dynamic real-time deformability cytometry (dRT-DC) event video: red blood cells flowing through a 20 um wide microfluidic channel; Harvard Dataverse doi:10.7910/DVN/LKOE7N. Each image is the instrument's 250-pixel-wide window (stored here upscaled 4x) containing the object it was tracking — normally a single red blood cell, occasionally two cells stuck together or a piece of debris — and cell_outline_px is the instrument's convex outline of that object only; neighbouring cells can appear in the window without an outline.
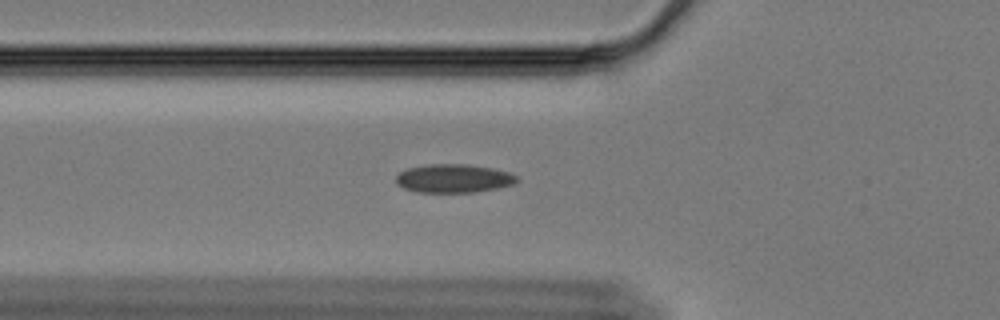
{"species": "Egyptian fruit bat (a non-hibernating species)", "species_latin": "Rousettus aegyptiacus", "temperature_condition": "cold", "stored_images_in_passage": 53, "camera_frame_rate_fps": 3000, "um_per_image_px": 0.085, "animal": {"sex": "female"}, "frame": {"image": 1, "passage_image": 20, "time_ms": 6.333, "image_size_px": [1000, 320], "cell_outline_px": [[520, 180], [512, 184], [496, 188], [476, 192], [416, 192], [404, 188], [396, 184], [396, 176], [400, 172], [408, 168], [428, 164], [464, 164], [492, 168], [508, 172], [516, 176]], "centroid_in_image_um": [38.53, 15.17], "position_along_channel_um": 87.3, "area_um2": 20.0}}
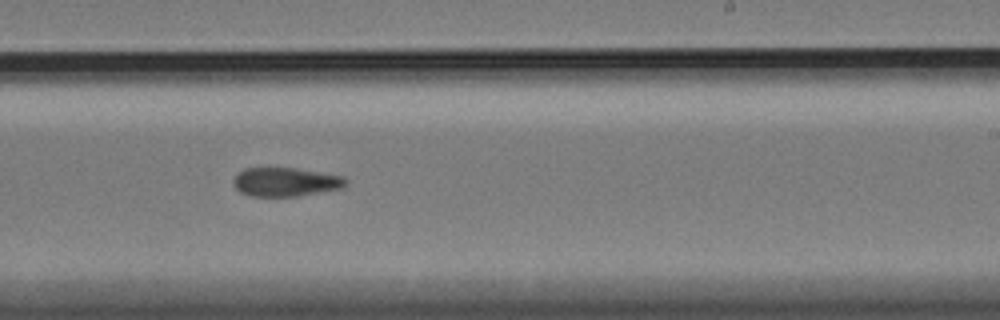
{"frame": {"image": 2, "passage_image": 36, "time_ms": 11.667, "image_size_px": [1000, 320], "cell_outline_px": [[348, 180], [340, 188], [296, 196], [252, 196], [240, 192], [232, 184], [232, 180], [244, 168], [296, 168], [344, 176]], "centroid_in_image_um": [24.24, 15.46], "position_along_channel_um": 264.8, "area_um2": 18.67}}
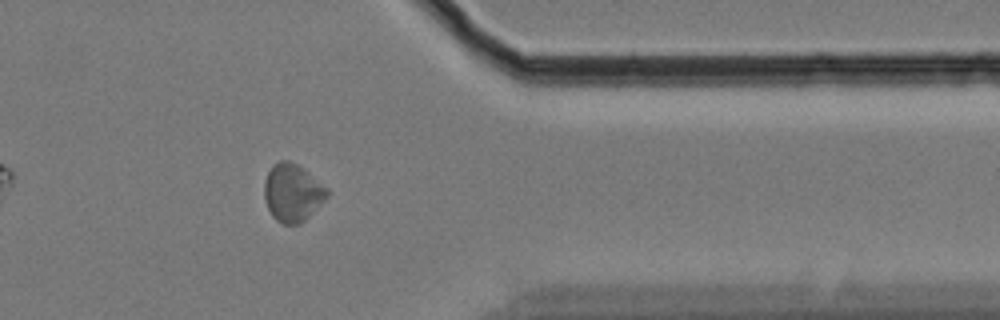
{"frame": {"image": 3, "passage_image": 48, "time_ms": 15.667, "image_size_px": [1000, 320], "cell_outline_px": [[328, 196], [300, 224], [284, 224], [276, 220], [272, 216], [264, 200], [264, 180], [272, 164], [280, 160], [288, 160], [296, 164], [308, 172], [328, 188]], "centroid_in_image_um": [24.83, 16.37], "position_along_channel_um": 386.6, "area_um2": 21.04}}